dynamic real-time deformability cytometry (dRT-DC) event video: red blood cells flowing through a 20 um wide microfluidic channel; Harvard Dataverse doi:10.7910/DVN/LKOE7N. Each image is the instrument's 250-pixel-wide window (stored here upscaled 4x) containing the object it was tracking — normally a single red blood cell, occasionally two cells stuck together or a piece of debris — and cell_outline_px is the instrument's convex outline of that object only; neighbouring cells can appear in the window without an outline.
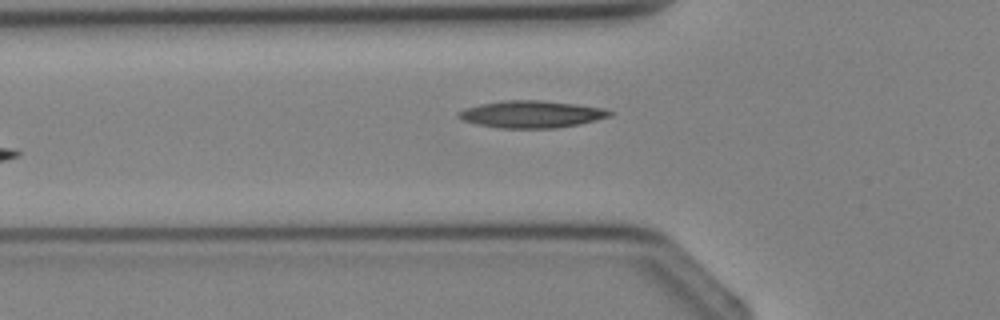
{"species": "Egyptian fruit bat (a non-hibernating species)", "species_latin": "Rousettus aegyptiacus", "temperature_condition": "cold", "stored_images_in_passage": 4, "camera_frame_rate_fps": 3000, "um_per_image_px": 0.085, "animal": {"sex": "female"}, "frame": {"image": 1, "passage_image": 4, "time_ms": 4.333, "image_size_px": [1000, 320], "cell_outline_px": [[616, 112], [612, 116], [580, 124], [556, 128], [500, 128], [476, 124], [464, 120], [456, 116], [456, 112], [464, 108], [480, 104], [504, 100], [540, 100], [576, 104], [604, 108]], "centroid_in_image_um": [45.19, 9.71], "position_along_channel_um": 80.6, "area_um2": 24.1}}